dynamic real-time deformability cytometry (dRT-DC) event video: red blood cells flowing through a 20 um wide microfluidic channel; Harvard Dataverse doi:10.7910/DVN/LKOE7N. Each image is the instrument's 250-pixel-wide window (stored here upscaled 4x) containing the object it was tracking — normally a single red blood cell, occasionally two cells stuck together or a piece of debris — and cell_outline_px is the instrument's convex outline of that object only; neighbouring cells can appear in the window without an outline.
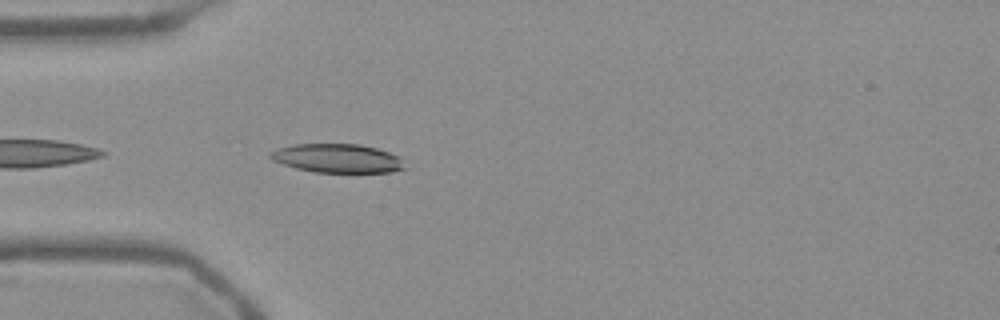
{"species": "Egyptian fruit bat (a non-hibernating species)", "species_latin": "Rousettus aegyptiacus", "temperature_condition": "warm", "stored_images_in_passage": 40, "camera_frame_rate_fps": 3000, "um_per_image_px": 0.085, "frame": {"image": 1, "passage_image": 2, "time_ms": 0.333, "image_size_px": [1000, 320], "cell_outline_px": [[408, 168], [392, 172], [316, 172], [296, 168], [272, 160], [268, 156], [268, 152], [276, 148], [292, 144], [360, 144], [376, 148], [400, 156]], "centroid_in_image_um": [28.68, 13.45], "position_along_channel_um": 56.3, "area_um2": 22.77}}
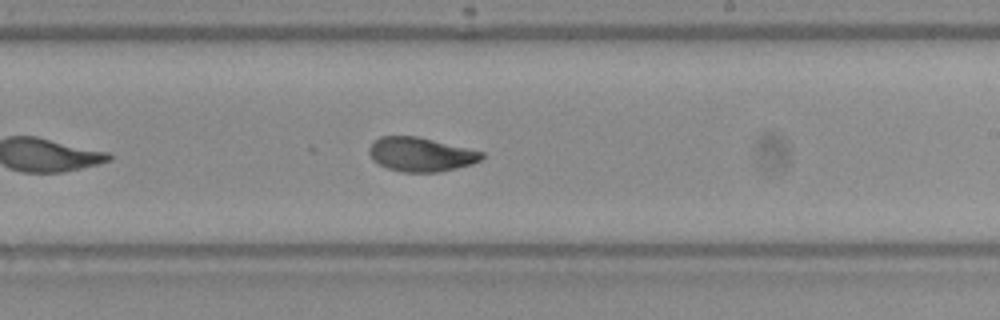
{"frame": {"image": 2, "passage_image": 18, "time_ms": 5.667, "image_size_px": [1000, 320], "cell_outline_px": [[484, 156], [480, 160], [472, 164], [440, 172], [400, 172], [388, 168], [372, 160], [368, 152], [368, 148], [380, 136], [416, 136], [484, 152]], "centroid_in_image_um": [35.75, 13.13], "position_along_channel_um": 253.2, "area_um2": 22.25}}
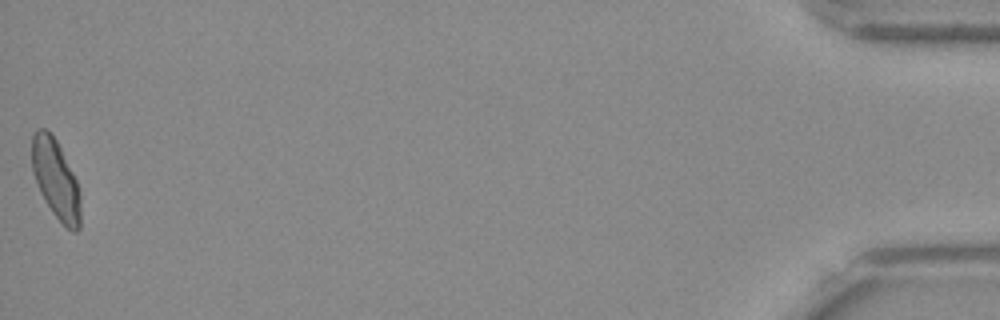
{"frame": {"image": 3, "passage_image": 40, "time_ms": 13.0, "image_size_px": [1000, 320], "cell_outline_px": [[80, 228], [76, 232], [72, 232], [52, 212], [44, 200], [40, 192], [32, 172], [32, 132], [36, 128], [44, 128], [56, 140], [76, 180], [80, 192]], "centroid_in_image_um": [4.73, 15.24], "position_along_channel_um": 430.5, "area_um2": 22.25}, "authors_computed_cell_mechanics": {"area_um2": 22.6865, "velocity_mm_per_s": 3.7687, "shape_relaxation_time_tau1_ms": 4.2218, "shape_relaxation_time_tau2_ms": 1.7626, "deformation_change_tau1": 0.1284, "deformation_change_tau2": 0.0733}}